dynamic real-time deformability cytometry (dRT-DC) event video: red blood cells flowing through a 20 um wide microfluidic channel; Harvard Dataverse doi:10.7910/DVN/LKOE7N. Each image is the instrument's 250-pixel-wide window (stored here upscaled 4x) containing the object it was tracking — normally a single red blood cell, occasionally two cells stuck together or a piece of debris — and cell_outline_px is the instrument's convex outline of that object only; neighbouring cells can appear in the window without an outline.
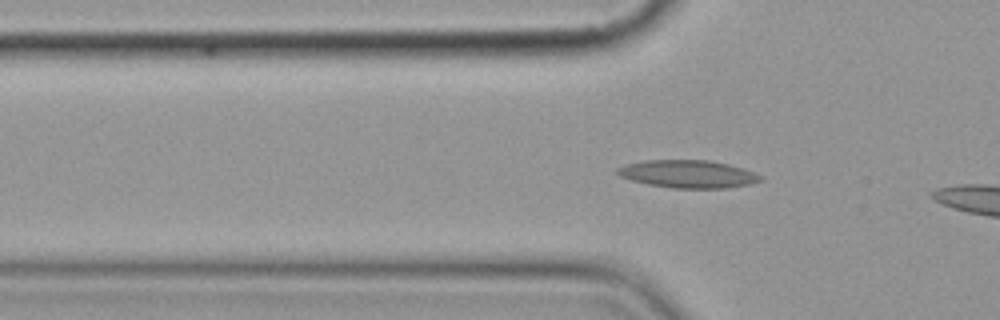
{"species": "common noctule bat (a hibernating species)", "species_latin": "Nyctalus noctula", "temperature_condition": "cold", "stored_images_in_passage": 3, "camera_frame_rate_fps": 3000, "um_per_image_px": 0.085, "animal": {"sex": "female", "body_mass_g": 19.9}, "frame": {"image": 1, "passage_image": 3, "time_ms": 2.333, "image_size_px": [1000, 320], "cell_outline_px": [[764, 180], [752, 184], [724, 188], [672, 188], [648, 184], [632, 180], [620, 176], [616, 172], [616, 168], [624, 164], [644, 160], [708, 160], [728, 164], [764, 176]], "centroid_in_image_um": [58.48, 14.79], "position_along_channel_um": 67.3, "area_um2": 23.18}}